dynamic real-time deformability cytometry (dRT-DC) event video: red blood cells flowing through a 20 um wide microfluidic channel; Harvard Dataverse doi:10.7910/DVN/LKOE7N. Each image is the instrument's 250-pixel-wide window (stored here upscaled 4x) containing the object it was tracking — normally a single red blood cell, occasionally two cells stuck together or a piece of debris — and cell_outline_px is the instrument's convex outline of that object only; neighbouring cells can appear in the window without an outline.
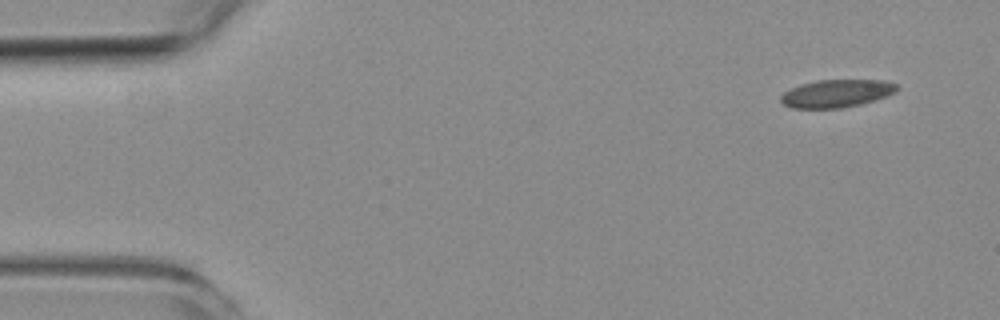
{"species": "common noctule bat (a hibernating species)", "species_latin": "Nyctalus noctula", "temperature_condition": "room temperature", "stored_images_in_passage": 3, "segment_of_instrument_passage": [2, 2], "camera_frame_rate_fps": 3000, "um_per_image_px": 0.085, "animal": {"sex": "female", "body_mass_g": 19.3, "forearm_length_mm": 54.1}, "frame": {"image": 1, "passage_image": 3, "time_ms": 3.0, "image_size_px": [1000, 320], "cell_outline_px": [[900, 88], [896, 92], [860, 104], [840, 108], [792, 108], [784, 104], [780, 100], [780, 96], [784, 92], [800, 84], [816, 80], [884, 80], [896, 84]], "centroid_in_image_um": [71.09, 7.93], "position_along_channel_um": 13.9, "area_um2": 18.67}}